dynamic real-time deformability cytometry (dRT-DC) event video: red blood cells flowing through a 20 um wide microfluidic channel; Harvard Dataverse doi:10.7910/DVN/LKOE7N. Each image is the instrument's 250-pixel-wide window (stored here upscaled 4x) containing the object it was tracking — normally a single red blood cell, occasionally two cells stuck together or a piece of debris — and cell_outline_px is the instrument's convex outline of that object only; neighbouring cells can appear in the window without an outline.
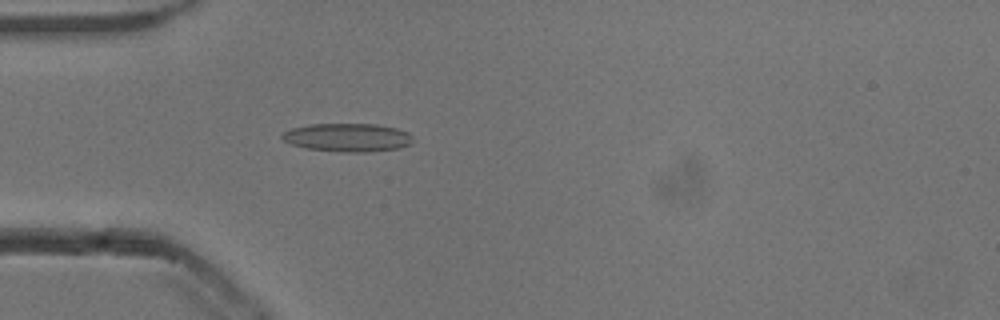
{"species": "common noctule bat (a hibernating species)", "species_latin": "Nyctalus noctula", "temperature_condition": "cold", "stored_images_in_passage": 54, "camera_frame_rate_fps": 3000, "um_per_image_px": 0.085, "animal": {"sex": "male", "body_mass_g": 13.3}, "frame": {"image": 1, "passage_image": 16, "time_ms": 5.0, "image_size_px": [1000, 320], "cell_outline_px": [[412, 140], [408, 144], [400, 148], [368, 152], [340, 152], [304, 148], [292, 144], [284, 140], [280, 136], [284, 132], [292, 128], [308, 124], [376, 124], [396, 128], [408, 132], [412, 136]], "centroid_in_image_um": [29.53, 11.69], "position_along_channel_um": 55.5, "area_um2": 21.62}}
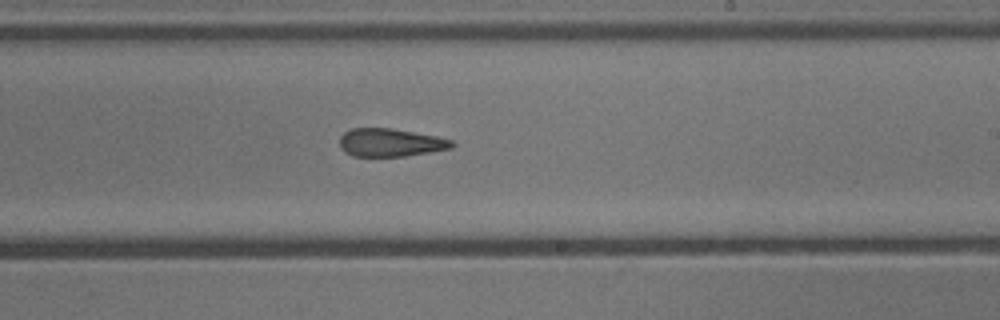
{"frame": {"image": 2, "passage_image": 32, "time_ms": 10.333, "image_size_px": [1000, 320], "cell_outline_px": [[456, 144], [452, 148], [404, 156], [352, 156], [344, 152], [340, 148], [340, 136], [344, 132], [352, 128], [392, 128], [436, 136], [452, 140]], "centroid_in_image_um": [33.17, 12.11], "position_along_channel_um": 255.8, "area_um2": 18.38}}
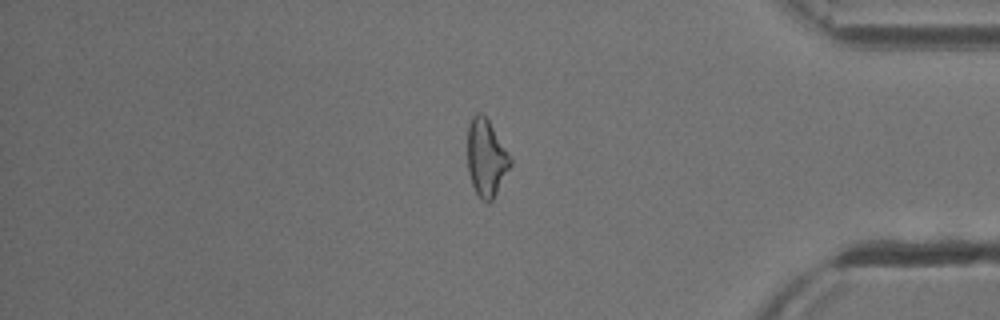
{"frame": {"image": 3, "passage_image": 45, "time_ms": 14.667, "image_size_px": [1000, 320], "cell_outline_px": [[512, 164], [492, 200], [488, 204], [480, 200], [472, 184], [468, 172], [468, 124], [472, 116], [476, 112], [480, 112], [488, 120], [508, 152], [512, 160]], "centroid_in_image_um": [41.32, 13.44], "position_along_channel_um": 393.9, "area_um2": 19.19}, "authors_computed_cell_mechanics": {"area_um2": 20.0277, "velocity_mm_per_s": 3.8551, "shape_relaxation_time_tau1_ms": null, "shape_relaxation_time_tau2_ms": 3.432, "deformation_change_tau1": null, "deformation_change_tau2": 0.1439}}